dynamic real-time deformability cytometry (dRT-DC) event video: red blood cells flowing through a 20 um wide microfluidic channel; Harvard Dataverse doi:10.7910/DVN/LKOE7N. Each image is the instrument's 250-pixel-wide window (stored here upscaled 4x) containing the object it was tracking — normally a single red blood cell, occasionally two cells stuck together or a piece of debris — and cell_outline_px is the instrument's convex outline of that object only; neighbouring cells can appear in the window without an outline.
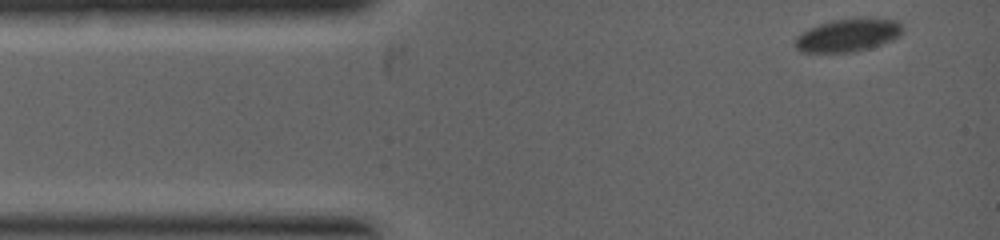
{"species": "common noctule bat (a hibernating species)", "species_latin": "Nyctalus noctula", "temperature_condition": "warm", "stored_images_in_passage": 15, "camera_frame_rate_fps": 5000, "um_per_image_px": 0.085, "animal": {"sex": "female", "body_mass_g": 19.0, "forearm_length_mm": 53.3}, "frame": {"image": 1, "passage_image": 1, "time_ms": 0.0, "image_size_px": [1000, 240], "cell_outline_px": [[904, 28], [892, 40], [868, 48], [852, 52], [800, 52], [796, 48], [796, 36], [820, 24], [832, 20], [896, 20]], "centroid_in_image_um": [72.03, 3.03], "position_along_channel_um": 13.0, "area_um2": 19.59}}
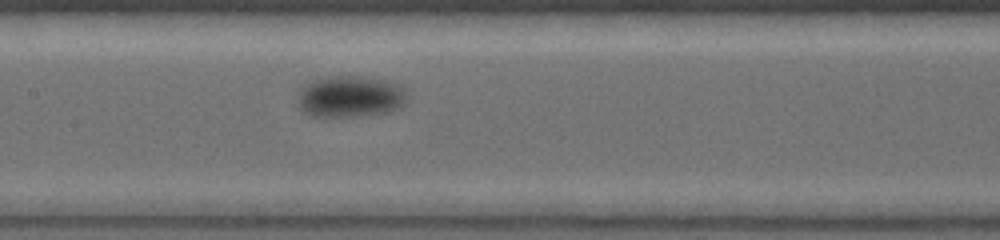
{"frame": {"image": 2, "passage_image": 9, "time_ms": 3.8, "image_size_px": [1000, 240], "cell_outline_px": [[404, 104], [400, 108], [392, 112], [356, 116], [312, 116], [304, 112], [300, 108], [300, 92], [308, 84], [324, 76], [364, 76], [388, 80], [400, 84], [404, 88]], "centroid_in_image_um": [29.84, 8.2], "position_along_channel_um": 177.6, "area_um2": 26.3}}
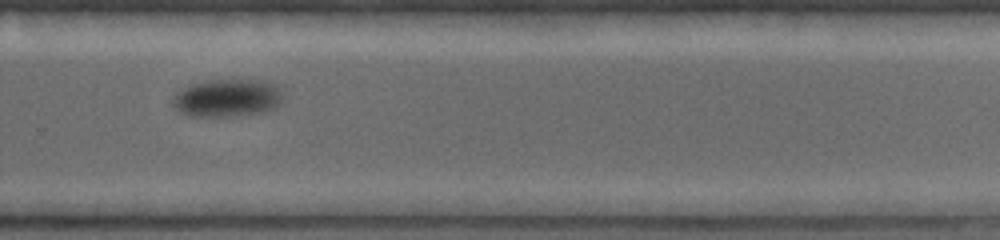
{"frame": {"image": 3, "passage_image": 15, "time_ms": 6.0, "image_size_px": [1000, 240], "cell_outline_px": [[280, 100], [276, 108], [260, 112], [236, 116], [192, 116], [180, 112], [172, 104], [176, 96], [184, 88], [192, 84], [212, 80], [264, 80], [276, 88], [280, 92]], "centroid_in_image_um": [19.31, 8.34], "position_along_channel_um": 310.5, "area_um2": 23.52}}